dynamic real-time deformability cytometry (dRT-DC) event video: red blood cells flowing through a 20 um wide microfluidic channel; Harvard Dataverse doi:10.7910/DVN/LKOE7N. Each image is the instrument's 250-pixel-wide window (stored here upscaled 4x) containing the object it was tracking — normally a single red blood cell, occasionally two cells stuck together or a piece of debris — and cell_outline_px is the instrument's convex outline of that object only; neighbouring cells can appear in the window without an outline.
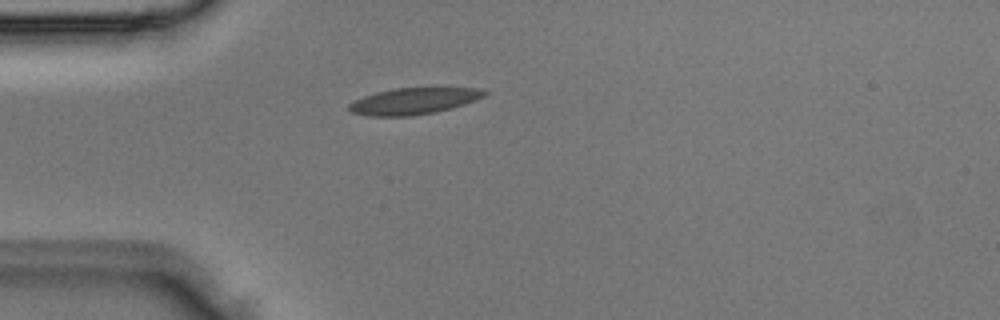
{"species": "Egyptian fruit bat (a non-hibernating species)", "species_latin": "Rousettus aegyptiacus", "temperature_condition": "room temperature", "stored_images_in_passage": 1, "camera_frame_rate_fps": 3000, "um_per_image_px": 0.085, "animal": {"sex": "male"}, "frame": {"image": 1, "passage_image": 1, "time_ms": 0.0, "image_size_px": [1000, 320], "cell_outline_px": [[488, 92], [484, 96], [476, 100], [452, 108], [436, 112], [412, 116], [368, 116], [352, 112], [348, 108], [348, 104], [364, 96], [376, 92], [392, 88], [436, 84], [480, 88]], "centroid_in_image_um": [35.27, 8.52], "position_along_channel_um": 49.7, "area_um2": 22.14}}